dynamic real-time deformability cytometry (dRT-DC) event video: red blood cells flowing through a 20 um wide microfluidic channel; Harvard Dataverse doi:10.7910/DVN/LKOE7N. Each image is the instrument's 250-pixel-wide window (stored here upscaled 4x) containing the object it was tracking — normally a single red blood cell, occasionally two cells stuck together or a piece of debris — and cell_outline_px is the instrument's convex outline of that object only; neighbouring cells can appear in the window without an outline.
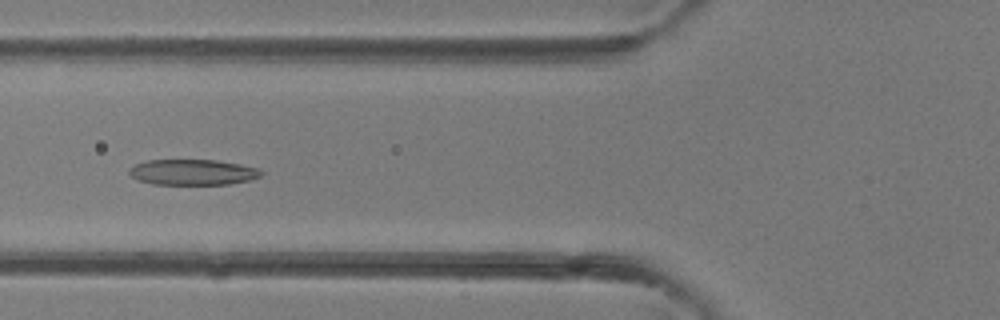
{"species": "common noctule bat (a hibernating species)", "species_latin": "Nyctalus noctula", "temperature_condition": "room temperature", "stored_images_in_passage": 32, "camera_frame_rate_fps": 3000, "um_per_image_px": 0.085, "animal": {"sex": "female"}, "frame": {"image": 1, "passage_image": 7, "time_ms": 2.0, "image_size_px": [1000, 320], "cell_outline_px": [[264, 172], [260, 176], [252, 180], [228, 184], [152, 184], [136, 180], [128, 172], [128, 168], [136, 164], [148, 160], [216, 160], [240, 164], [260, 168]], "centroid_in_image_um": [16.4, 14.64], "position_along_channel_um": 109.4, "area_um2": 19.88}}
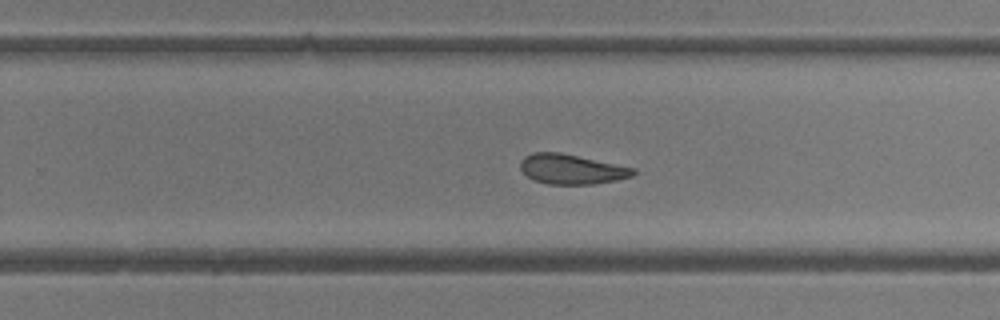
{"frame": {"image": 2, "passage_image": 17, "time_ms": 5.333, "image_size_px": [1000, 320], "cell_outline_px": [[636, 172], [632, 176], [616, 180], [596, 184], [548, 184], [532, 180], [520, 168], [520, 160], [524, 156], [532, 152], [560, 152], [636, 168]], "centroid_in_image_um": [48.57, 14.37], "position_along_channel_um": 281.2, "area_um2": 19.77}}
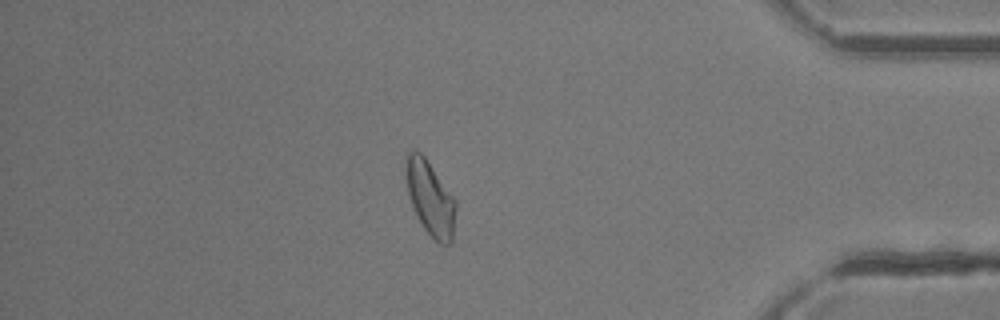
{"frame": {"image": 3, "passage_image": 26, "time_ms": 8.333, "image_size_px": [1000, 320], "cell_outline_px": [[456, 208], [452, 240], [448, 244], [440, 244], [424, 228], [412, 204], [408, 192], [404, 172], [404, 160], [408, 152], [420, 152], [424, 156], [456, 200]], "centroid_in_image_um": [36.56, 16.81], "position_along_channel_um": 398.6, "area_um2": 21.27}}